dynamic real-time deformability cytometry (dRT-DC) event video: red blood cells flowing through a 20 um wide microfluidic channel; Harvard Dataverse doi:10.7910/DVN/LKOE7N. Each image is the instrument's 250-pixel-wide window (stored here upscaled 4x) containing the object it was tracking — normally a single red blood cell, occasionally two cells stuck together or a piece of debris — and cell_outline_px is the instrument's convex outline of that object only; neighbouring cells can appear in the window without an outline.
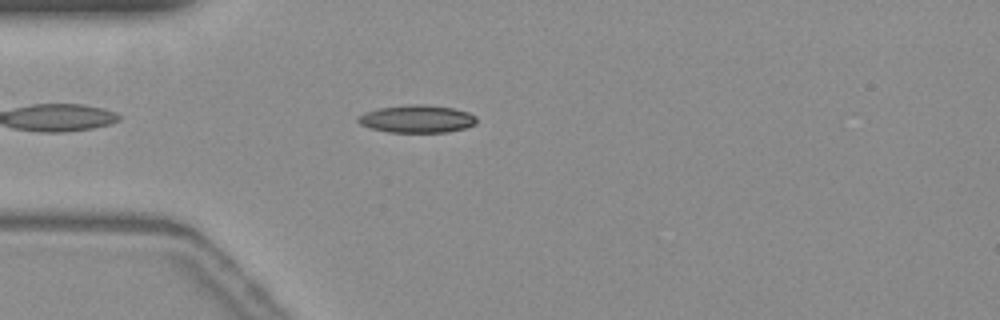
{"species": "common noctule bat (a hibernating species)", "species_latin": "Nyctalus noctula", "temperature_condition": "warm", "stored_images_in_passage": 42, "camera_frame_rate_fps": 3000, "um_per_image_px": 0.085, "animal": {"sex": "female", "body_mass_g": 19.3, "forearm_length_mm": 54.1}, "frame": {"image": 1, "passage_image": 6, "time_ms": 1.667, "image_size_px": [1000, 320], "cell_outline_px": [[476, 124], [464, 128], [448, 132], [388, 132], [372, 128], [360, 124], [356, 120], [356, 116], [364, 112], [380, 108], [412, 104], [420, 104], [452, 108], [468, 112], [476, 116]], "centroid_in_image_um": [35.42, 10.11], "position_along_channel_um": 49.6, "area_um2": 19.02}}
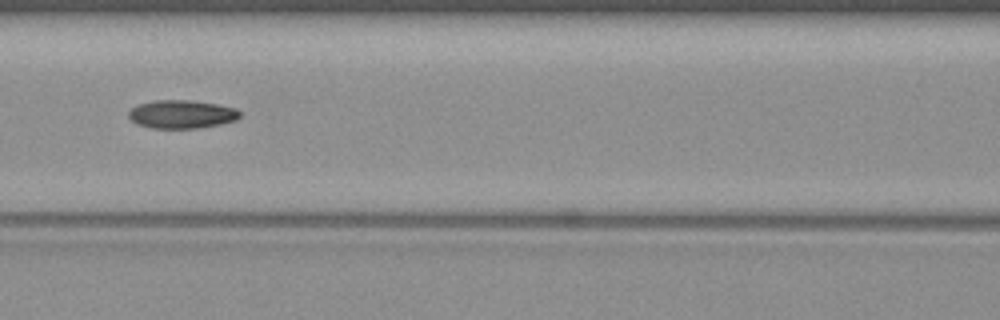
{"frame": {"image": 2, "passage_image": 15, "time_ms": 4.667, "image_size_px": [1000, 320], "cell_outline_px": [[240, 116], [236, 120], [196, 128], [152, 128], [136, 124], [128, 116], [128, 112], [136, 104], [152, 100], [188, 100], [216, 104], [236, 108], [240, 112]], "centroid_in_image_um": [15.39, 9.7], "position_along_channel_um": 151.2, "area_um2": 18.26}}
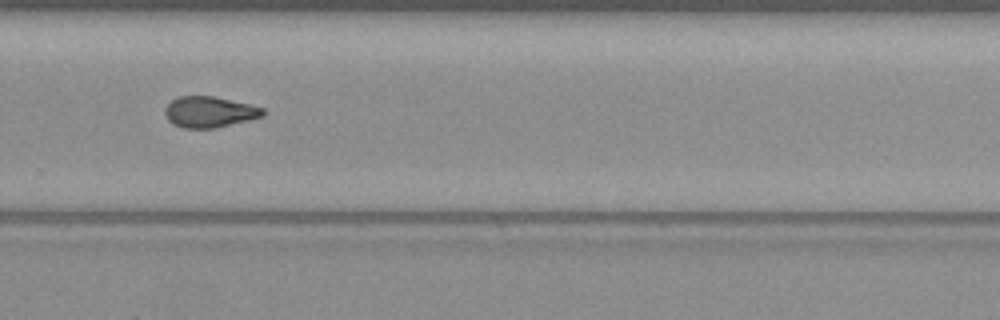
{"frame": {"image": 3, "passage_image": 28, "time_ms": 9.0, "image_size_px": [1000, 320], "cell_outline_px": [[264, 116], [216, 128], [184, 128], [172, 124], [168, 120], [164, 112], [164, 108], [172, 100], [180, 96], [212, 96], [248, 104], [264, 108]], "centroid_in_image_um": [17.78, 9.52], "position_along_channel_um": 312.0, "area_um2": 17.57}, "authors_computed_cell_mechanics": {"area_um2": 18.0625, "velocity_mm_per_s": 3.7263, "shape_relaxation_time_tau1_ms": 8.3705, "shape_relaxation_time_tau2_ms": 4.1256, "deformation_change_tau1": 0.2122, "deformation_change_tau2": 0.1183}}